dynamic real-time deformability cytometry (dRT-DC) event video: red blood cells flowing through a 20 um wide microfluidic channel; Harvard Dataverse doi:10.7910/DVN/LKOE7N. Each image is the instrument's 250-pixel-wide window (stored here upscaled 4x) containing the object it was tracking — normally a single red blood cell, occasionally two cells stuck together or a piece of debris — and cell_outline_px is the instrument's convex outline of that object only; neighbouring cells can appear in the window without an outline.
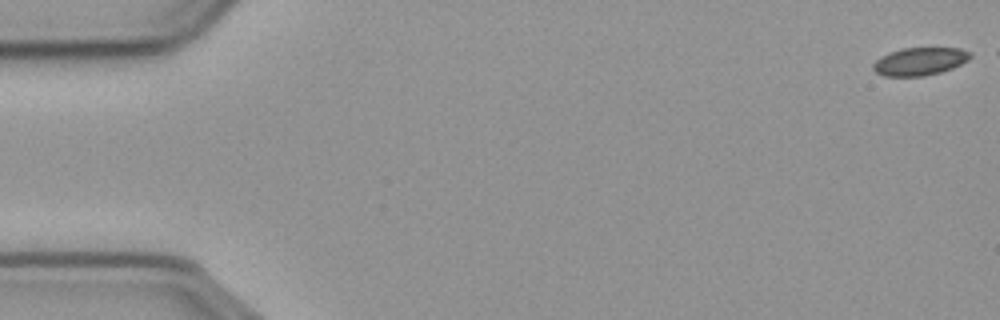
{"species": "common noctule bat (a hibernating species)", "species_latin": "Nyctalus noctula", "temperature_condition": "cold", "stored_images_in_passage": 49, "camera_frame_rate_fps": 3000, "um_per_image_px": 0.085, "animal": {"sex": "male", "body_mass_g": 23.1, "forearm_length_mm": 52.7}, "frame": {"image": 1, "passage_image": 1, "time_ms": 0.0, "image_size_px": [1000, 320], "cell_outline_px": [[968, 56], [960, 64], [952, 68], [940, 72], [920, 76], [888, 76], [876, 72], [872, 68], [876, 60], [892, 52], [904, 48], [956, 48], [968, 52]], "centroid_in_image_um": [78.13, 5.23], "position_along_channel_um": 6.9, "area_um2": 15.03}}
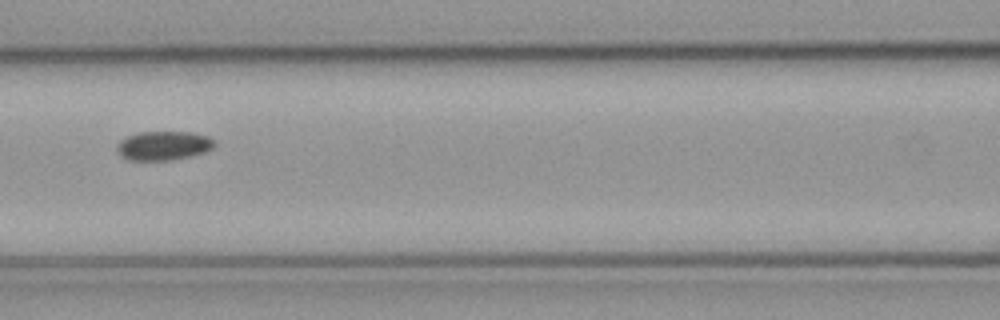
{"frame": {"image": 2, "passage_image": 25, "time_ms": 8.0, "image_size_px": [1000, 320], "cell_outline_px": [[212, 148], [200, 152], [184, 156], [164, 160], [132, 160], [124, 156], [120, 152], [120, 144], [128, 136], [140, 132], [184, 132], [204, 136], [212, 140]], "centroid_in_image_um": [13.87, 12.36], "position_along_channel_um": 152.7, "area_um2": 15.2}}
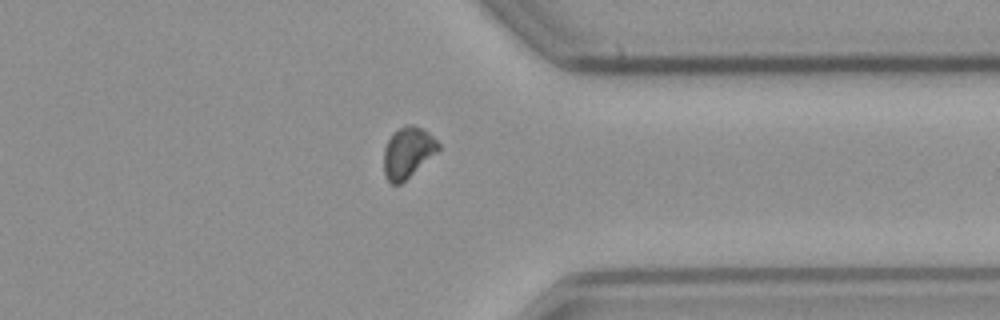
{"frame": {"image": 3, "passage_image": 44, "time_ms": 14.333, "image_size_px": [1000, 320], "cell_outline_px": [[440, 148], [436, 152], [400, 184], [392, 184], [388, 180], [384, 172], [384, 148], [388, 140], [400, 128], [408, 124], [420, 128], [428, 132], [440, 144]], "centroid_in_image_um": [34.65, 12.96], "position_along_channel_um": 376.8, "area_um2": 15.55}}